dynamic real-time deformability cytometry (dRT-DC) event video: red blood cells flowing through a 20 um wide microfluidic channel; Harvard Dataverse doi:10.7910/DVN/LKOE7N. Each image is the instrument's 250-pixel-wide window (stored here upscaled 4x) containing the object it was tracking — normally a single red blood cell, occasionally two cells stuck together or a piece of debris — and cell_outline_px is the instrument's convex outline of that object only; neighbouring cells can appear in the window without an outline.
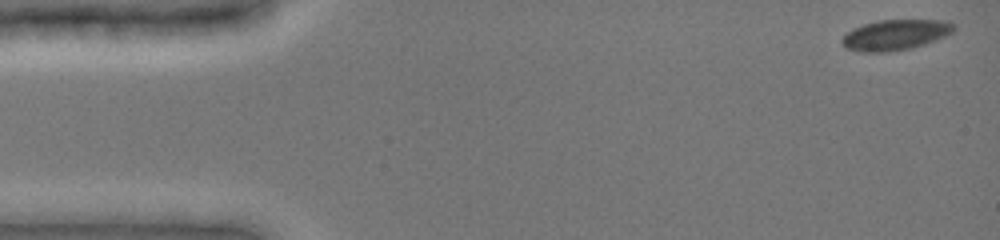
{"species": "common noctule bat (a hibernating species)", "species_latin": "Nyctalus noctula", "temperature_condition": "cold", "stored_images_in_passage": 48, "camera_frame_rate_fps": 3000, "um_per_image_px": 0.085, "animal": {"sex": "female", "body_mass_g": 19.0, "forearm_length_mm": 51.5}, "frame": {"image": 1, "passage_image": 1, "time_ms": 0.0, "image_size_px": [1000, 240], "cell_outline_px": [[956, 28], [952, 32], [936, 40], [912, 48], [884, 52], [864, 52], [844, 48], [840, 44], [840, 40], [852, 28], [864, 24], [880, 20], [948, 20], [956, 24]], "centroid_in_image_um": [76.1, 2.96], "position_along_channel_um": 8.9, "area_um2": 20.0}}
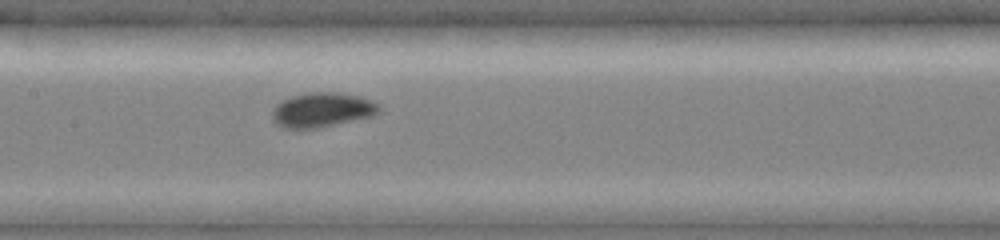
{"frame": {"image": 2, "passage_image": 23, "time_ms": 7.333, "image_size_px": [1000, 240], "cell_outline_px": [[380, 112], [372, 116], [316, 128], [284, 128], [276, 124], [272, 120], [272, 112], [276, 104], [292, 96], [308, 92], [340, 92], [356, 96], [368, 100], [376, 104], [380, 108]], "centroid_in_image_um": [27.33, 9.34], "position_along_channel_um": 180.1, "area_um2": 21.21}}
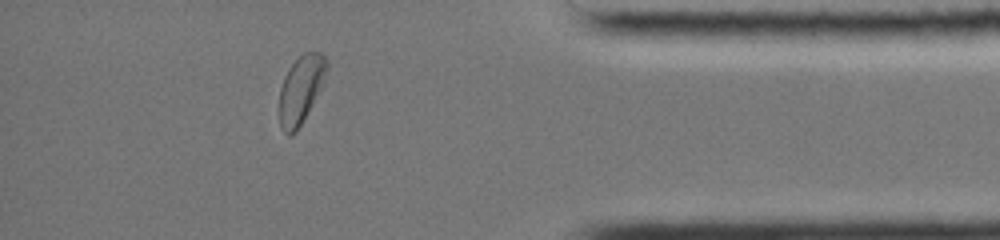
{"frame": {"image": 3, "passage_image": 42, "time_ms": 13.667, "image_size_px": [1000, 240], "cell_outline_px": [[328, 68], [320, 88], [296, 132], [288, 136], [284, 132], [280, 124], [280, 88], [284, 76], [288, 68], [304, 52], [320, 52], [328, 60]], "centroid_in_image_um": [25.57, 7.57], "position_along_channel_um": 409.6, "area_um2": 18.26}}